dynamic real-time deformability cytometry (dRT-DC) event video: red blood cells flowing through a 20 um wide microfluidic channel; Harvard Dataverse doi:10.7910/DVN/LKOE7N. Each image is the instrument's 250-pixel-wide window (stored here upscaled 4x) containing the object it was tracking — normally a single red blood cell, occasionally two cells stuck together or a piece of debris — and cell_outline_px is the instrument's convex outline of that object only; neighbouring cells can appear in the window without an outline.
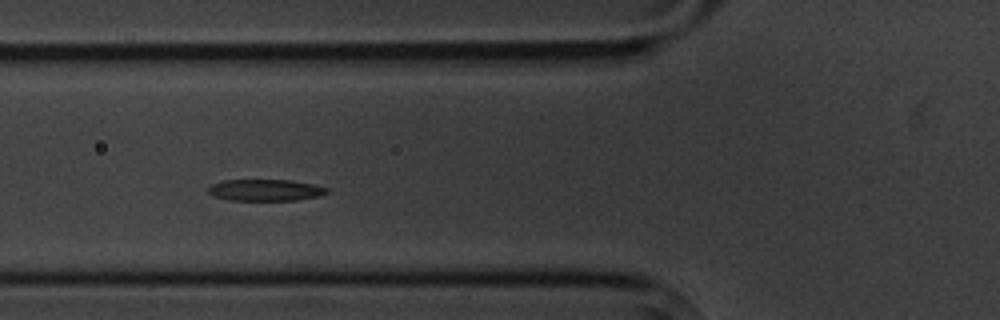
{"species": "common noctule bat (a hibernating species)", "species_latin": "Nyctalus noctula", "temperature_condition": "cold", "stored_images_in_passage": 6, "camera_frame_rate_fps": 3000, "um_per_image_px": 0.085, "animal": {"sex": "male", "body_mass_g": 20.1, "forearm_length_mm": 53.5}, "frame": {"image": 1, "passage_image": 5, "time_ms": 5.0, "image_size_px": [1000, 320], "cell_outline_px": [[328, 192], [320, 196], [296, 200], [232, 200], [212, 196], [208, 192], [208, 188], [212, 184], [224, 180], [292, 180], [312, 184], [328, 188]], "centroid_in_image_um": [22.56, 16.16], "position_along_channel_um": 103.2, "area_um2": 14.85}}
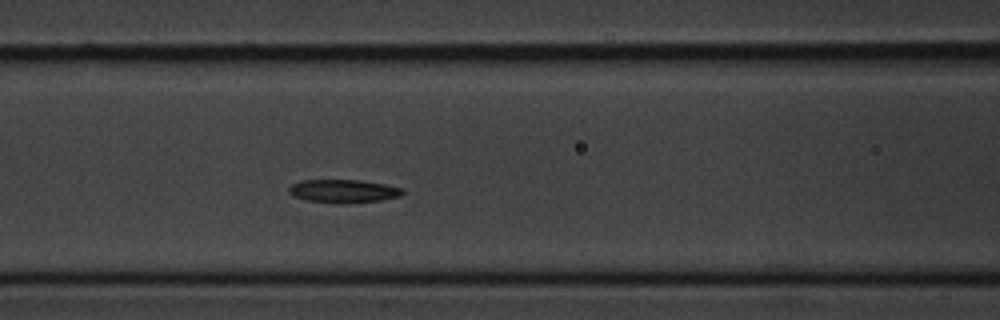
{"frame": {"image": 2, "passage_image": 6, "time_ms": 6.0, "image_size_px": [1000, 320], "cell_outline_px": [[404, 192], [400, 196], [380, 200], [344, 204], [336, 204], [308, 200], [292, 196], [288, 192], [288, 188], [292, 184], [300, 180], [360, 180], [384, 184], [404, 188]], "centroid_in_image_um": [29.17, 16.25], "position_along_channel_um": 137.4, "area_um2": 15.55}}